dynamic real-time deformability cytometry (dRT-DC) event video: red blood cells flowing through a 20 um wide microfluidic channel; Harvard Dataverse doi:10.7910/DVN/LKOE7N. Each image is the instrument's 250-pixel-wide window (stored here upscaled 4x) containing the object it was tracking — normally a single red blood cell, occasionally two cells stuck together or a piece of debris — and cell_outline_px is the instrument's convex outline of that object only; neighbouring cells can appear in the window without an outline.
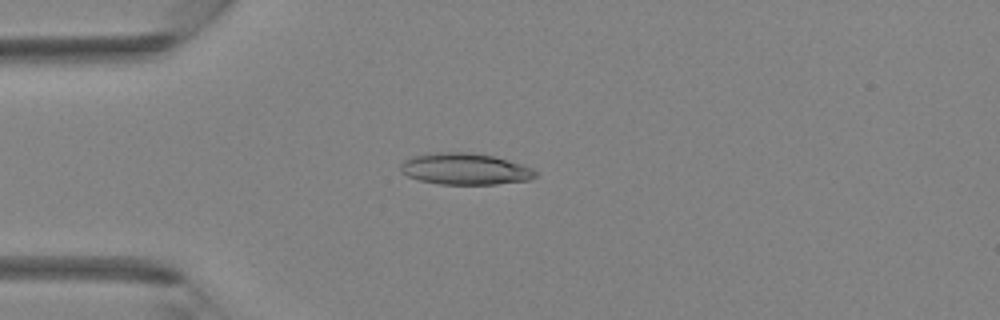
{"species": "Egyptian fruit bat (a non-hibernating species)", "species_latin": "Rousettus aegyptiacus", "temperature_condition": "room temperature", "stored_images_in_passage": 34, "camera_frame_rate_fps": 3000, "um_per_image_px": 0.085, "animal": {"sex": "female"}, "frame": {"image": 1, "passage_image": 4, "time_ms": 1.0, "image_size_px": [1000, 320], "cell_outline_px": [[536, 176], [528, 180], [496, 184], [440, 184], [420, 180], [408, 176], [400, 172], [400, 164], [404, 160], [412, 156], [428, 152], [472, 152], [496, 156], [532, 168], [536, 172]], "centroid_in_image_um": [39.49, 14.34], "position_along_channel_um": 45.5, "area_um2": 24.91}}
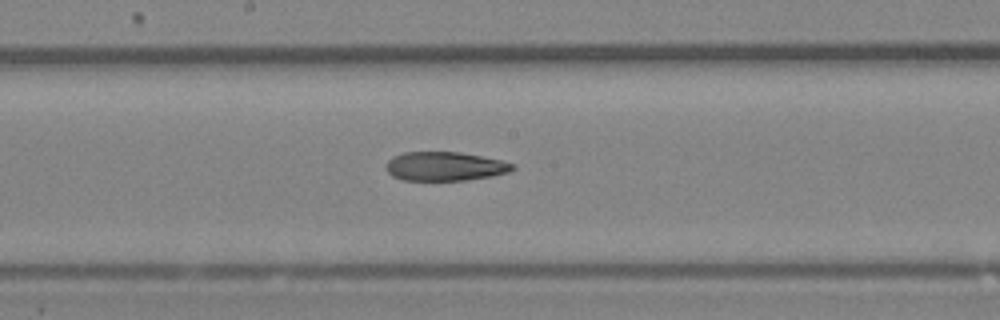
{"frame": {"image": 2, "passage_image": 15, "time_ms": 4.667, "image_size_px": [1000, 320], "cell_outline_px": [[516, 168], [508, 172], [492, 176], [464, 180], [404, 180], [392, 176], [384, 168], [388, 160], [392, 156], [404, 152], [460, 152], [500, 160], [516, 164]], "centroid_in_image_um": [37.8, 14.13], "position_along_channel_um": 210.4, "area_um2": 21.39}}
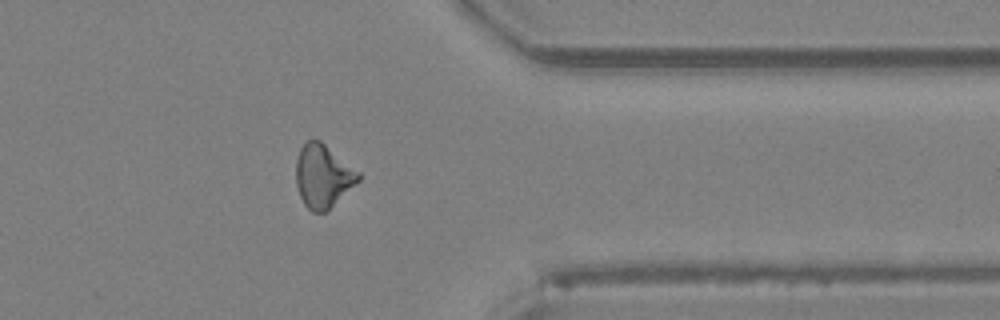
{"frame": {"image": 3, "passage_image": 26, "time_ms": 8.333, "image_size_px": [1000, 320], "cell_outline_px": [[360, 180], [324, 212], [312, 212], [304, 204], [300, 196], [296, 184], [296, 160], [300, 148], [308, 140], [320, 140], [360, 172]], "centroid_in_image_um": [27.44, 14.95], "position_along_channel_um": 384.0, "area_um2": 22.66}}